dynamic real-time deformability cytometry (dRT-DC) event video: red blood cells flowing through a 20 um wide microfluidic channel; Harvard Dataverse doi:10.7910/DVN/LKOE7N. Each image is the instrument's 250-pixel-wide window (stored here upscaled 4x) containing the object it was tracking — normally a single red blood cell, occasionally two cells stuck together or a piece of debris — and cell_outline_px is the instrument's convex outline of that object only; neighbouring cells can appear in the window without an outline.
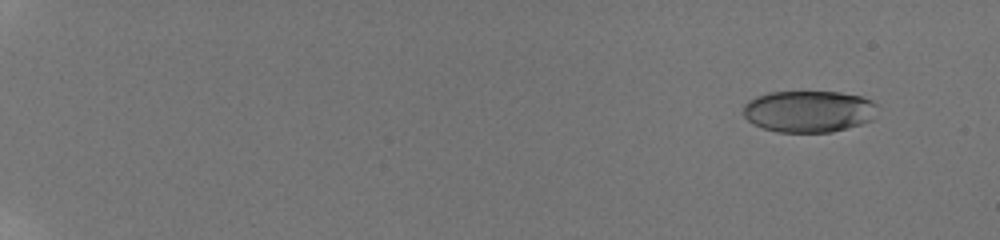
{"species": "human", "species_latin": "Homo sapiens", "temperature_condition": "room temperature", "stored_images_in_passage": 58, "camera_frame_rate_fps": 3000, "um_per_image_px": 0.085, "donor": {"sex": "male"}, "frame": {"image": 1, "passage_image": 6, "time_ms": 1.667, "image_size_px": [1000, 240], "cell_outline_px": [[876, 104], [872, 120], [860, 124], [832, 132], [776, 132], [752, 124], [740, 112], [744, 104], [748, 100], [756, 96], [768, 92], [840, 92], [860, 96], [872, 100]], "centroid_in_image_um": [68.68, 9.46], "position_along_channel_um": 16.3, "area_um2": 32.77}}
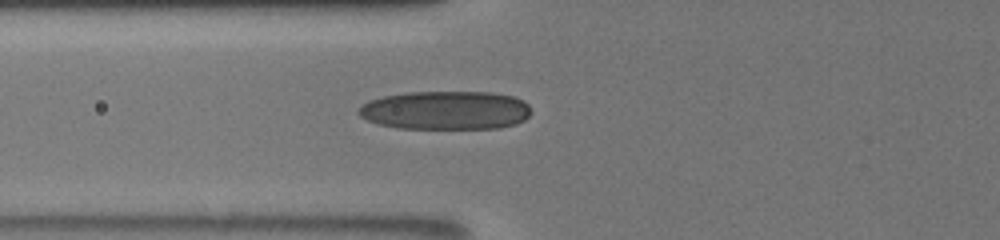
{"frame": {"image": 2, "passage_image": 27, "time_ms": 8.667, "image_size_px": [1000, 240], "cell_outline_px": [[532, 112], [524, 120], [516, 124], [500, 128], [400, 128], [380, 124], [368, 120], [360, 116], [356, 112], [368, 100], [384, 96], [408, 92], [492, 92], [512, 96], [524, 100], [528, 104]], "centroid_in_image_um": [37.92, 9.37], "position_along_channel_um": 87.9, "area_um2": 38.9}}
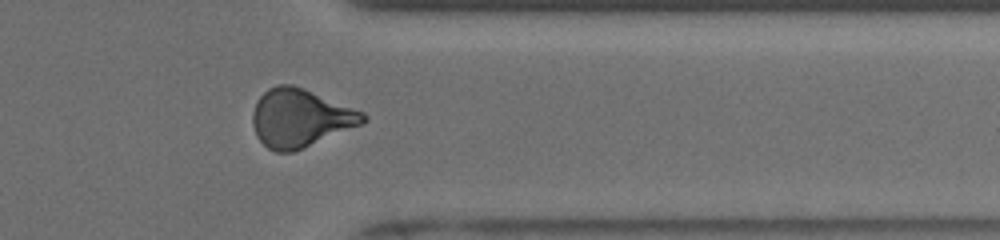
{"frame": {"image": 3, "passage_image": 50, "time_ms": 16.333, "image_size_px": [1000, 240], "cell_outline_px": [[368, 120], [360, 124], [292, 152], [276, 152], [268, 148], [256, 136], [252, 124], [252, 112], [260, 96], [268, 88], [276, 84], [292, 84], [364, 112], [368, 116]], "centroid_in_image_um": [25.48, 10.02], "position_along_channel_um": 385.9, "area_um2": 36.88}, "authors_computed_cell_mechanics": {"area_um2": 35.3447, "velocity_mm_per_s": 3.9027, "shape_relaxation_time_tau1_ms": 8.9114, "shape_relaxation_time_tau2_ms": 1.7618, "deformation_change_tau1": 0.2117, "deformation_change_tau2": 0.0799}}